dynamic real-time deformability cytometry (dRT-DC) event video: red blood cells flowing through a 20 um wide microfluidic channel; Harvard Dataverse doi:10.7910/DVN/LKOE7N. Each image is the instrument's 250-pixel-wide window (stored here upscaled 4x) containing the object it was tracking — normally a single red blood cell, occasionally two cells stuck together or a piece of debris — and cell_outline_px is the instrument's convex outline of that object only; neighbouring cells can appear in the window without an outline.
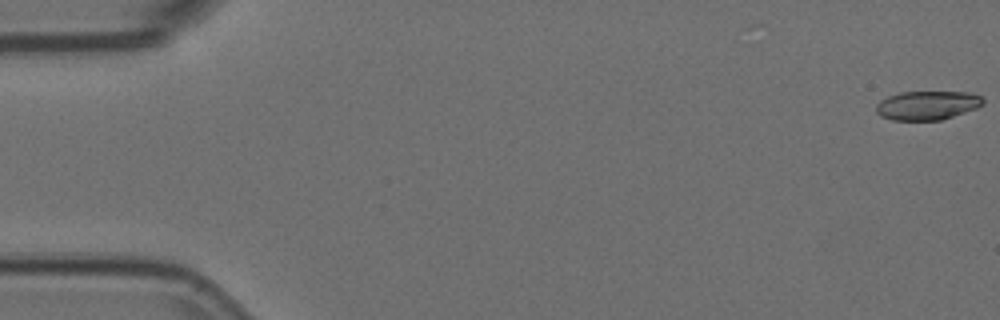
{"species": "Egyptian fruit bat (a non-hibernating species)", "species_latin": "Rousettus aegyptiacus", "temperature_condition": "room temperature", "stored_images_in_passage": 57, "camera_frame_rate_fps": 3000, "um_per_image_px": 0.085, "animal": {"sex": "female"}, "frame": {"image": 1, "passage_image": 1, "time_ms": 0.0, "image_size_px": [1000, 320], "cell_outline_px": [[984, 104], [976, 108], [940, 120], [892, 120], [880, 116], [876, 112], [876, 104], [880, 100], [888, 96], [900, 92], [972, 92], [980, 96], [984, 100]], "centroid_in_image_um": [78.8, 8.95], "position_along_channel_um": 6.2, "area_um2": 18.03}}
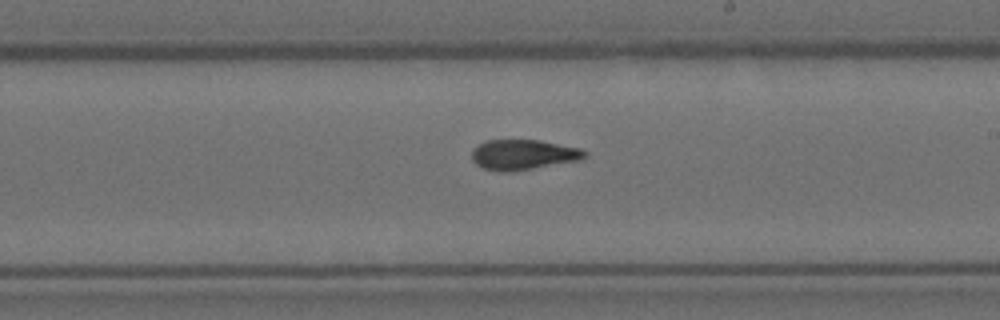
{"frame": {"image": 2, "passage_image": 33, "time_ms": 10.667, "image_size_px": [1000, 320], "cell_outline_px": [[588, 156], [580, 160], [532, 168], [504, 172], [500, 172], [484, 168], [476, 164], [472, 160], [472, 148], [488, 140], [540, 140], [580, 148], [588, 152]], "centroid_in_image_um": [44.49, 13.14], "position_along_channel_um": 244.5, "area_um2": 19.77}}
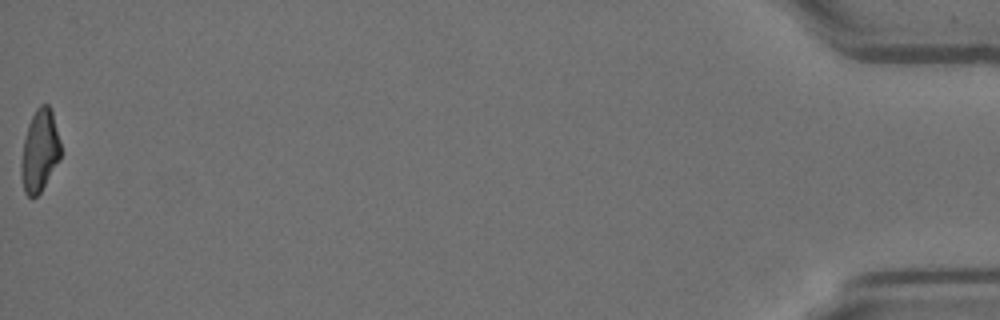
{"frame": {"image": 3, "passage_image": 57, "time_ms": 18.667, "image_size_px": [1000, 320], "cell_outline_px": [[60, 160], [40, 192], [36, 196], [28, 196], [24, 192], [20, 172], [20, 164], [24, 140], [28, 124], [36, 108], [40, 104], [48, 104], [52, 112], [60, 140]], "centroid_in_image_um": [3.36, 12.82], "position_along_channel_um": 431.8, "area_um2": 18.84}, "authors_computed_cell_mechanics": {"area_um2": 19.7098, "velocity_mm_per_s": 3.6285, "shape_relaxation_time_tau1_ms": 5.7075, "shape_relaxation_time_tau2_ms": 3.0455, "deformation_change_tau1": 0.1998, "deformation_change_tau2": 0.0876}}